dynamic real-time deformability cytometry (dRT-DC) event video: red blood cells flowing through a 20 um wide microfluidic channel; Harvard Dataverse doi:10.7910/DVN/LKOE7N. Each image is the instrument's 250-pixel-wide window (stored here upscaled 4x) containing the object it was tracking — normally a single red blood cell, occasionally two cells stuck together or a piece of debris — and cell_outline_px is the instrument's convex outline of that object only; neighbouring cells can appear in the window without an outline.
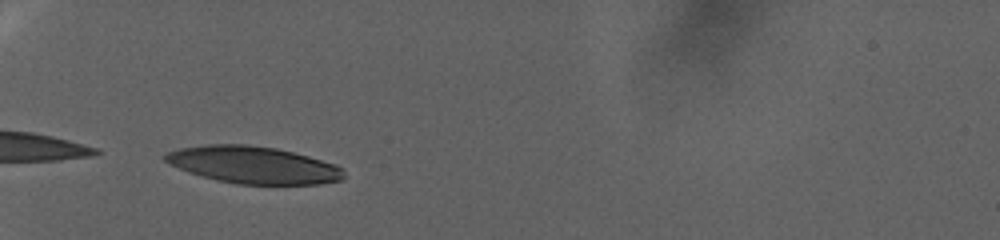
{"species": "human", "species_latin": "Homo sapiens", "temperature_condition": "warm", "stored_images_in_passage": 24, "camera_frame_rate_fps": 3000, "um_per_image_px": 0.085, "donor": {"sex": "female"}, "frame": {"image": 1, "passage_image": 1, "time_ms": 0.0, "image_size_px": [1000, 240], "cell_outline_px": [[344, 176], [340, 180], [320, 184], [236, 184], [216, 180], [188, 172], [164, 160], [160, 156], [164, 152], [180, 148], [208, 144], [244, 144], [276, 148], [308, 156], [332, 164], [340, 168]], "centroid_in_image_um": [21.45, 14.01], "position_along_channel_um": 63.5, "area_um2": 38.38}}
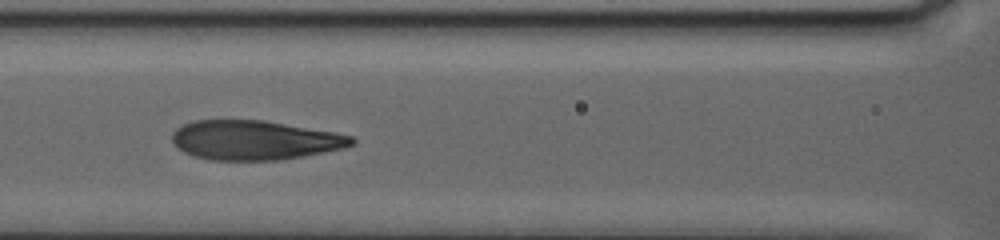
{"frame": {"image": 2, "passage_image": 14, "time_ms": 4.333, "image_size_px": [1000, 240], "cell_outline_px": [[356, 144], [344, 148], [324, 152], [280, 160], [208, 160], [192, 156], [176, 148], [172, 140], [172, 132], [176, 128], [192, 120], [264, 120], [336, 132], [352, 136], [356, 140]], "centroid_in_image_um": [21.63, 11.91], "position_along_channel_um": 145.0, "area_um2": 41.62}}
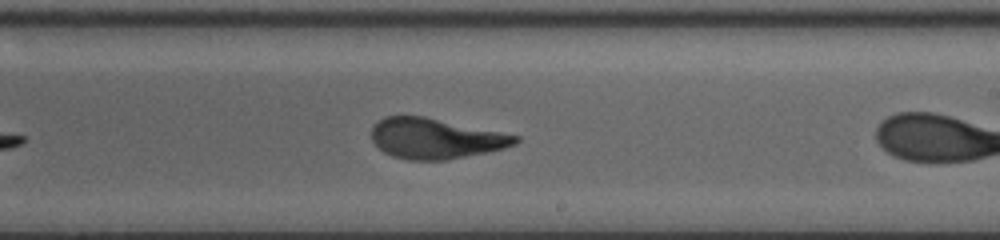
{"frame": {"image": 3, "passage_image": 22, "time_ms": 7.0, "image_size_px": [1000, 240], "cell_outline_px": [[520, 140], [516, 144], [504, 148], [488, 152], [448, 160], [408, 160], [392, 156], [384, 152], [372, 140], [372, 124], [384, 116], [424, 116], [520, 136]], "centroid_in_image_um": [37.01, 11.77], "position_along_channel_um": 252.0, "area_um2": 33.93}}